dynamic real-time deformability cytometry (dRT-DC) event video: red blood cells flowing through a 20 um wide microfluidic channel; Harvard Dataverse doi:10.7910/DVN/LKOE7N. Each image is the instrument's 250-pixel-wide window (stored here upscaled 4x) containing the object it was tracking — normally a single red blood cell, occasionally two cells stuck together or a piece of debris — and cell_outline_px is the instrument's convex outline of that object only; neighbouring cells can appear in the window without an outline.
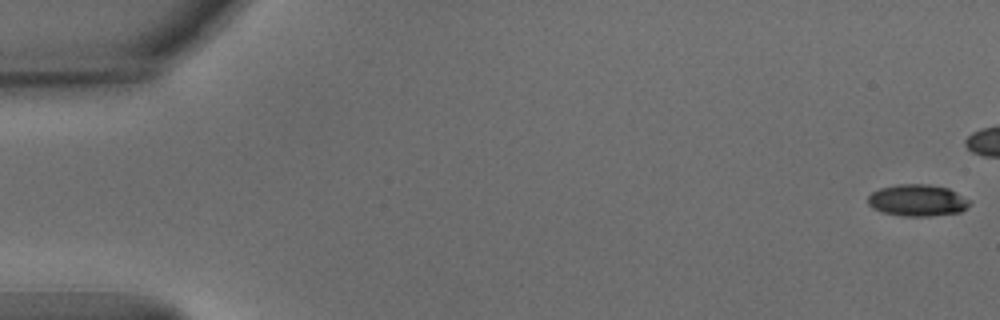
{"species": "common noctule bat (a hibernating species)", "species_latin": "Nyctalus noctula", "temperature_condition": "warm", "stored_images_in_passage": 17, "camera_frame_rate_fps": 3000, "um_per_image_px": 0.085, "animal": {"sex": "male", "body_mass_g": 15.6}, "frame": {"image": 1, "passage_image": 1, "time_ms": 0.0, "image_size_px": [1000, 320], "cell_outline_px": [[972, 204], [968, 208], [960, 212], [932, 216], [900, 216], [884, 212], [872, 208], [868, 204], [868, 196], [872, 192], [880, 188], [896, 184], [928, 184], [948, 188], [972, 200]], "centroid_in_image_um": [78.02, 17.03], "position_along_channel_um": 7.0, "area_um2": 19.07}}